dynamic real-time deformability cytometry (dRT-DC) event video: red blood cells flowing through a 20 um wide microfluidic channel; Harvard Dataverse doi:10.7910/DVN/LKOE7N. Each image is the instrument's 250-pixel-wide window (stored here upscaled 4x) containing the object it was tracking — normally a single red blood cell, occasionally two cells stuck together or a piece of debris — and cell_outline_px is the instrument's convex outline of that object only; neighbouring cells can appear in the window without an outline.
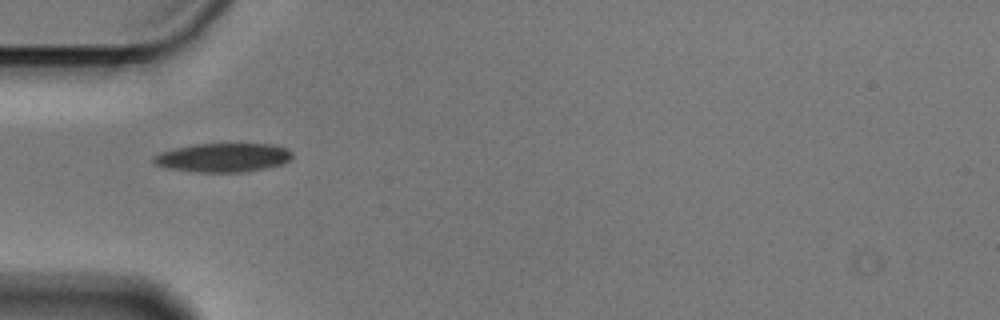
{"species": "Egyptian fruit bat (a non-hibernating species)", "species_latin": "Rousettus aegyptiacus", "temperature_condition": "cold", "stored_images_in_passage": 2, "camera_frame_rate_fps": 3000, "um_per_image_px": 0.085, "animal": {"sex": "male"}, "frame": {"image": 1, "passage_image": 1, "time_ms": 0.0, "image_size_px": [1000, 320], "cell_outline_px": [[292, 156], [284, 164], [264, 168], [240, 172], [196, 172], [168, 168], [156, 164], [152, 160], [152, 156], [160, 152], [176, 148], [196, 144], [272, 144], [288, 148], [292, 152]], "centroid_in_image_um": [18.97, 13.39], "position_along_channel_um": 66.0, "area_um2": 23.24}}
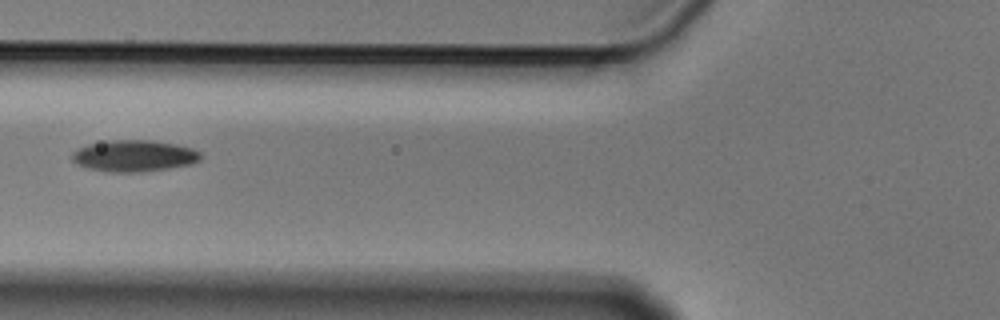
{"frame": {"image": 2, "passage_image": 2, "time_ms": 0.333, "image_size_px": [1000, 320], "cell_outline_px": [[200, 160], [192, 164], [168, 168], [140, 172], [108, 172], [88, 168], [76, 164], [72, 160], [72, 152], [76, 148], [88, 144], [108, 140], [152, 140], [176, 144], [192, 148], [200, 152]], "centroid_in_image_um": [11.37, 13.24], "position_along_channel_um": 114.4, "area_um2": 23.76}}